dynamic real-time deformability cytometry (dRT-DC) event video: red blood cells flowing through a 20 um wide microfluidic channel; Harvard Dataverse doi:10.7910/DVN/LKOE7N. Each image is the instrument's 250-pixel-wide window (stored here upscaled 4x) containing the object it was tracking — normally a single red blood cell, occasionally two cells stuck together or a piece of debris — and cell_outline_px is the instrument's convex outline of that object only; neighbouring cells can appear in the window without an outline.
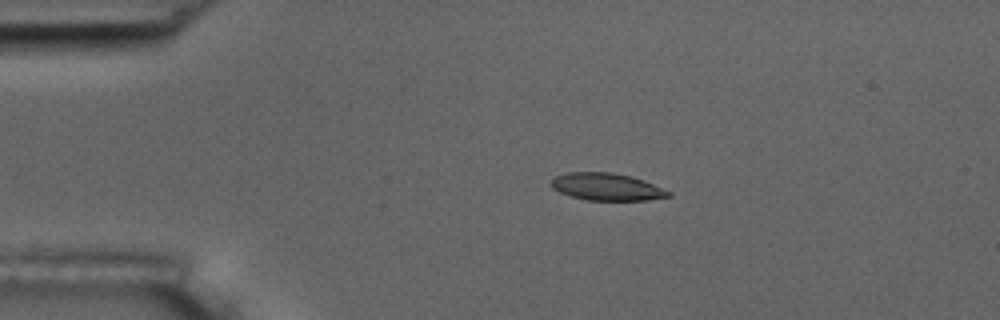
{"species": "common noctule bat (a hibernating species)", "species_latin": "Nyctalus noctula", "temperature_condition": "room temperature", "stored_images_in_passage": 9, "camera_frame_rate_fps": 3000, "um_per_image_px": 0.085, "animal": {"sex": "male", "body_mass_g": 17.5, "forearm_length_mm": 52.3}, "frame": {"image": 1, "passage_image": 4, "time_ms": 3.667, "image_size_px": [1000, 320], "cell_outline_px": [[672, 196], [648, 200], [588, 200], [572, 196], [560, 192], [552, 188], [552, 180], [556, 176], [568, 172], [612, 172], [632, 176], [672, 192]], "centroid_in_image_um": [51.6, 15.88], "position_along_channel_um": 33.4, "area_um2": 18.5}}
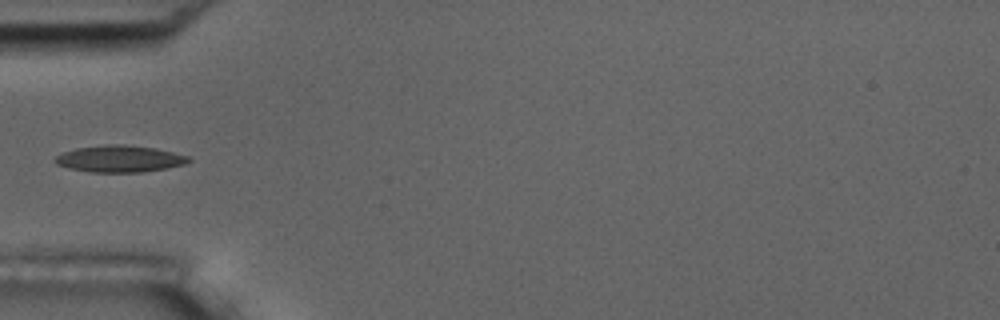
{"frame": {"image": 2, "passage_image": 6, "time_ms": 6.0, "image_size_px": [1000, 320], "cell_outline_px": [[192, 160], [184, 164], [168, 168], [140, 172], [92, 172], [68, 168], [56, 164], [52, 160], [60, 152], [76, 148], [104, 144], [124, 144], [156, 148], [188, 156]], "centroid_in_image_um": [10.12, 13.49], "position_along_channel_um": 74.9, "area_um2": 20.98}}
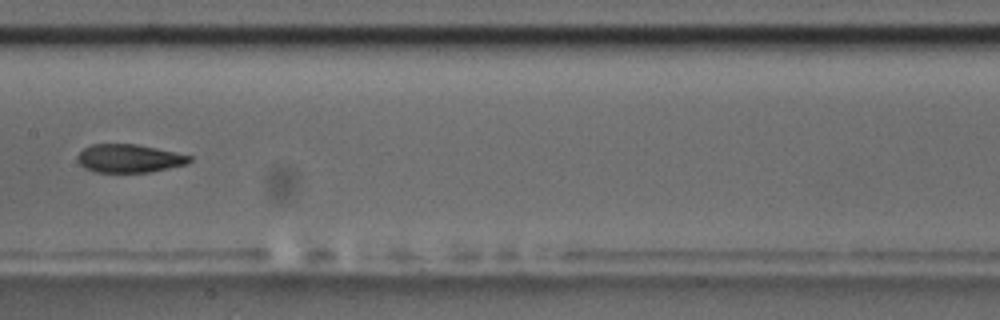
{"frame": {"image": 3, "passage_image": 9, "time_ms": 9.333, "image_size_px": [1000, 320], "cell_outline_px": [[192, 160], [188, 164], [148, 172], [96, 172], [84, 168], [76, 160], [76, 156], [84, 148], [92, 144], [136, 144], [156, 148], [192, 156]], "centroid_in_image_um": [10.96, 13.46], "position_along_channel_um": 196.4, "area_um2": 18.44}}